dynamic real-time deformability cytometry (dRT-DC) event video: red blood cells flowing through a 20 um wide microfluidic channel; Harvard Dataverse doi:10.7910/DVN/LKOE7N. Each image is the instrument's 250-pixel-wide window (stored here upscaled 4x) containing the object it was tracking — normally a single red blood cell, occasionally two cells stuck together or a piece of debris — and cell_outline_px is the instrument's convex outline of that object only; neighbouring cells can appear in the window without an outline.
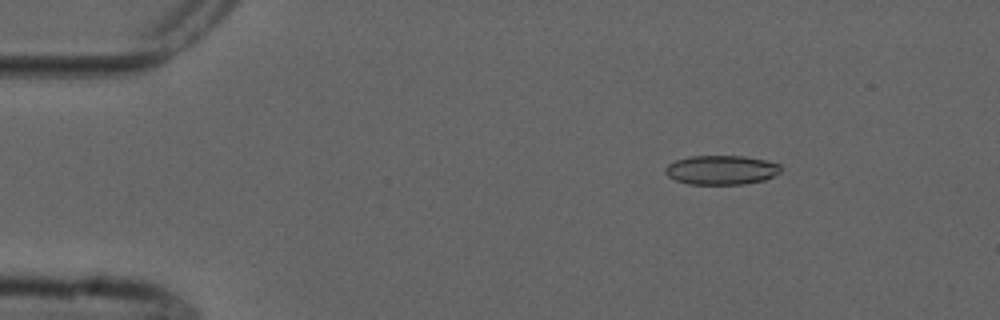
{"species": "common noctule bat (a hibernating species)", "species_latin": "Nyctalus noctula", "temperature_condition": "cold", "stored_images_in_passage": 3, "camera_frame_rate_fps": 3000, "um_per_image_px": 0.085, "animal": {"sex": "male", "forearm_length_mm": 52.5}, "frame": {"image": 1, "passage_image": 1, "time_ms": 0.0, "image_size_px": [1000, 320], "cell_outline_px": [[780, 172], [764, 180], [744, 184], [688, 184], [676, 180], [668, 176], [664, 172], [664, 168], [668, 164], [676, 160], [688, 156], [744, 156], [764, 160], [780, 164]], "centroid_in_image_um": [61.28, 14.44], "position_along_channel_um": 23.7, "area_um2": 19.65}}